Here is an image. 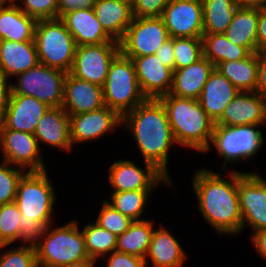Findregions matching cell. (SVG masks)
<instances>
[{
  "label": "cell",
  "mask_w": 266,
  "mask_h": 267,
  "mask_svg": "<svg viewBox=\"0 0 266 267\" xmlns=\"http://www.w3.org/2000/svg\"><path fill=\"white\" fill-rule=\"evenodd\" d=\"M238 8H266V0H234Z\"/></svg>",
  "instance_id": "f907efd6"
},
{
  "label": "cell",
  "mask_w": 266,
  "mask_h": 267,
  "mask_svg": "<svg viewBox=\"0 0 266 267\" xmlns=\"http://www.w3.org/2000/svg\"><path fill=\"white\" fill-rule=\"evenodd\" d=\"M178 145L205 152L211 143L215 122L196 99L181 98L170 93L159 98Z\"/></svg>",
  "instance_id": "277c9868"
},
{
  "label": "cell",
  "mask_w": 266,
  "mask_h": 267,
  "mask_svg": "<svg viewBox=\"0 0 266 267\" xmlns=\"http://www.w3.org/2000/svg\"><path fill=\"white\" fill-rule=\"evenodd\" d=\"M34 42L39 63L70 72L77 45L60 18L37 20Z\"/></svg>",
  "instance_id": "52a82bcc"
},
{
  "label": "cell",
  "mask_w": 266,
  "mask_h": 267,
  "mask_svg": "<svg viewBox=\"0 0 266 267\" xmlns=\"http://www.w3.org/2000/svg\"><path fill=\"white\" fill-rule=\"evenodd\" d=\"M170 0H135L132 5L134 18L161 17Z\"/></svg>",
  "instance_id": "b9f144b4"
},
{
  "label": "cell",
  "mask_w": 266,
  "mask_h": 267,
  "mask_svg": "<svg viewBox=\"0 0 266 267\" xmlns=\"http://www.w3.org/2000/svg\"><path fill=\"white\" fill-rule=\"evenodd\" d=\"M161 18L172 38H202L203 5L192 0H170Z\"/></svg>",
  "instance_id": "9a60e30c"
},
{
  "label": "cell",
  "mask_w": 266,
  "mask_h": 267,
  "mask_svg": "<svg viewBox=\"0 0 266 267\" xmlns=\"http://www.w3.org/2000/svg\"><path fill=\"white\" fill-rule=\"evenodd\" d=\"M153 232L151 221H133L125 232L117 236L115 250L145 259Z\"/></svg>",
  "instance_id": "4dcf8cb0"
},
{
  "label": "cell",
  "mask_w": 266,
  "mask_h": 267,
  "mask_svg": "<svg viewBox=\"0 0 266 267\" xmlns=\"http://www.w3.org/2000/svg\"><path fill=\"white\" fill-rule=\"evenodd\" d=\"M215 68L239 91L256 92L258 52L251 53L243 60L220 62Z\"/></svg>",
  "instance_id": "f546056e"
},
{
  "label": "cell",
  "mask_w": 266,
  "mask_h": 267,
  "mask_svg": "<svg viewBox=\"0 0 266 267\" xmlns=\"http://www.w3.org/2000/svg\"><path fill=\"white\" fill-rule=\"evenodd\" d=\"M133 222L129 217L122 215L118 210L104 200L100 213L96 219L103 229H106L118 236L125 232Z\"/></svg>",
  "instance_id": "f35d334b"
},
{
  "label": "cell",
  "mask_w": 266,
  "mask_h": 267,
  "mask_svg": "<svg viewBox=\"0 0 266 267\" xmlns=\"http://www.w3.org/2000/svg\"><path fill=\"white\" fill-rule=\"evenodd\" d=\"M193 2H197V3H200V4H203L206 0H192Z\"/></svg>",
  "instance_id": "db71d44e"
},
{
  "label": "cell",
  "mask_w": 266,
  "mask_h": 267,
  "mask_svg": "<svg viewBox=\"0 0 266 267\" xmlns=\"http://www.w3.org/2000/svg\"><path fill=\"white\" fill-rule=\"evenodd\" d=\"M105 106L102 86L67 73L62 108L70 115L90 112Z\"/></svg>",
  "instance_id": "d6986e66"
},
{
  "label": "cell",
  "mask_w": 266,
  "mask_h": 267,
  "mask_svg": "<svg viewBox=\"0 0 266 267\" xmlns=\"http://www.w3.org/2000/svg\"><path fill=\"white\" fill-rule=\"evenodd\" d=\"M204 34H224L238 6L234 0H206L203 4Z\"/></svg>",
  "instance_id": "d6a6232c"
},
{
  "label": "cell",
  "mask_w": 266,
  "mask_h": 267,
  "mask_svg": "<svg viewBox=\"0 0 266 267\" xmlns=\"http://www.w3.org/2000/svg\"><path fill=\"white\" fill-rule=\"evenodd\" d=\"M258 8H237L225 36L235 45L257 52Z\"/></svg>",
  "instance_id": "f1b7e54d"
},
{
  "label": "cell",
  "mask_w": 266,
  "mask_h": 267,
  "mask_svg": "<svg viewBox=\"0 0 266 267\" xmlns=\"http://www.w3.org/2000/svg\"><path fill=\"white\" fill-rule=\"evenodd\" d=\"M258 125H240L226 127L215 124L208 152L211 144L214 145L218 154L224 157L222 170L227 162L250 159L264 144L263 134L257 129Z\"/></svg>",
  "instance_id": "9c48e42d"
},
{
  "label": "cell",
  "mask_w": 266,
  "mask_h": 267,
  "mask_svg": "<svg viewBox=\"0 0 266 267\" xmlns=\"http://www.w3.org/2000/svg\"><path fill=\"white\" fill-rule=\"evenodd\" d=\"M8 81V78L0 74V125L3 122L11 94V84Z\"/></svg>",
  "instance_id": "7dc6e473"
},
{
  "label": "cell",
  "mask_w": 266,
  "mask_h": 267,
  "mask_svg": "<svg viewBox=\"0 0 266 267\" xmlns=\"http://www.w3.org/2000/svg\"><path fill=\"white\" fill-rule=\"evenodd\" d=\"M0 148L2 161L28 169V172L45 171L46 167L40 154V146L34 134L11 130L0 125ZM40 154V155H39Z\"/></svg>",
  "instance_id": "4fadbf2b"
},
{
  "label": "cell",
  "mask_w": 266,
  "mask_h": 267,
  "mask_svg": "<svg viewBox=\"0 0 266 267\" xmlns=\"http://www.w3.org/2000/svg\"><path fill=\"white\" fill-rule=\"evenodd\" d=\"M237 191L242 229L246 224L255 232L266 229V180L254 172H237Z\"/></svg>",
  "instance_id": "7c38bea8"
},
{
  "label": "cell",
  "mask_w": 266,
  "mask_h": 267,
  "mask_svg": "<svg viewBox=\"0 0 266 267\" xmlns=\"http://www.w3.org/2000/svg\"><path fill=\"white\" fill-rule=\"evenodd\" d=\"M37 20L26 15L15 2L0 6V41H34Z\"/></svg>",
  "instance_id": "4316f807"
},
{
  "label": "cell",
  "mask_w": 266,
  "mask_h": 267,
  "mask_svg": "<svg viewBox=\"0 0 266 267\" xmlns=\"http://www.w3.org/2000/svg\"><path fill=\"white\" fill-rule=\"evenodd\" d=\"M145 168H139L128 159L113 162L108 177L113 192L153 189L160 182L172 185V181L153 164L145 162Z\"/></svg>",
  "instance_id": "5bb4252c"
},
{
  "label": "cell",
  "mask_w": 266,
  "mask_h": 267,
  "mask_svg": "<svg viewBox=\"0 0 266 267\" xmlns=\"http://www.w3.org/2000/svg\"><path fill=\"white\" fill-rule=\"evenodd\" d=\"M93 9L105 32L118 42L134 19L132 6L118 0H96Z\"/></svg>",
  "instance_id": "484cf974"
},
{
  "label": "cell",
  "mask_w": 266,
  "mask_h": 267,
  "mask_svg": "<svg viewBox=\"0 0 266 267\" xmlns=\"http://www.w3.org/2000/svg\"><path fill=\"white\" fill-rule=\"evenodd\" d=\"M147 258H151L153 267H182L186 255L177 238L162 226L159 230L154 229L145 264Z\"/></svg>",
  "instance_id": "83f0119b"
},
{
  "label": "cell",
  "mask_w": 266,
  "mask_h": 267,
  "mask_svg": "<svg viewBox=\"0 0 266 267\" xmlns=\"http://www.w3.org/2000/svg\"><path fill=\"white\" fill-rule=\"evenodd\" d=\"M18 2V0H12ZM23 6L19 8L28 16L41 19H55L57 18V0H21Z\"/></svg>",
  "instance_id": "60d3db41"
},
{
  "label": "cell",
  "mask_w": 266,
  "mask_h": 267,
  "mask_svg": "<svg viewBox=\"0 0 266 267\" xmlns=\"http://www.w3.org/2000/svg\"><path fill=\"white\" fill-rule=\"evenodd\" d=\"M0 267H38L36 249L28 244L0 255Z\"/></svg>",
  "instance_id": "ab89813d"
},
{
  "label": "cell",
  "mask_w": 266,
  "mask_h": 267,
  "mask_svg": "<svg viewBox=\"0 0 266 267\" xmlns=\"http://www.w3.org/2000/svg\"><path fill=\"white\" fill-rule=\"evenodd\" d=\"M60 19L72 34L77 46L118 42L113 40L102 28L93 8L71 11Z\"/></svg>",
  "instance_id": "44dd1931"
},
{
  "label": "cell",
  "mask_w": 266,
  "mask_h": 267,
  "mask_svg": "<svg viewBox=\"0 0 266 267\" xmlns=\"http://www.w3.org/2000/svg\"><path fill=\"white\" fill-rule=\"evenodd\" d=\"M203 56L215 67L220 62L243 60L251 53L242 46L235 45L225 34H203Z\"/></svg>",
  "instance_id": "1f68e13d"
},
{
  "label": "cell",
  "mask_w": 266,
  "mask_h": 267,
  "mask_svg": "<svg viewBox=\"0 0 266 267\" xmlns=\"http://www.w3.org/2000/svg\"><path fill=\"white\" fill-rule=\"evenodd\" d=\"M118 1H122V2H125V3H127V4H129V5H133L134 4V2H135V0H118Z\"/></svg>",
  "instance_id": "f5cc1de1"
},
{
  "label": "cell",
  "mask_w": 266,
  "mask_h": 267,
  "mask_svg": "<svg viewBox=\"0 0 266 267\" xmlns=\"http://www.w3.org/2000/svg\"><path fill=\"white\" fill-rule=\"evenodd\" d=\"M103 89L105 106L121 117L143 103V95L131 58L119 52L110 63Z\"/></svg>",
  "instance_id": "8992f818"
},
{
  "label": "cell",
  "mask_w": 266,
  "mask_h": 267,
  "mask_svg": "<svg viewBox=\"0 0 266 267\" xmlns=\"http://www.w3.org/2000/svg\"><path fill=\"white\" fill-rule=\"evenodd\" d=\"M107 257V267H146L145 259L127 253L113 251Z\"/></svg>",
  "instance_id": "7bdbcfd3"
},
{
  "label": "cell",
  "mask_w": 266,
  "mask_h": 267,
  "mask_svg": "<svg viewBox=\"0 0 266 267\" xmlns=\"http://www.w3.org/2000/svg\"><path fill=\"white\" fill-rule=\"evenodd\" d=\"M169 38L161 17L134 18L119 41L120 52L127 57L155 54Z\"/></svg>",
  "instance_id": "30bf717a"
},
{
  "label": "cell",
  "mask_w": 266,
  "mask_h": 267,
  "mask_svg": "<svg viewBox=\"0 0 266 267\" xmlns=\"http://www.w3.org/2000/svg\"><path fill=\"white\" fill-rule=\"evenodd\" d=\"M49 108L34 96L10 94L2 125L7 129L34 134L39 120Z\"/></svg>",
  "instance_id": "ffe728a7"
},
{
  "label": "cell",
  "mask_w": 266,
  "mask_h": 267,
  "mask_svg": "<svg viewBox=\"0 0 266 267\" xmlns=\"http://www.w3.org/2000/svg\"><path fill=\"white\" fill-rule=\"evenodd\" d=\"M17 84L11 83V94L34 96L49 107H61L64 99L65 71L38 63L16 75Z\"/></svg>",
  "instance_id": "ba28073f"
},
{
  "label": "cell",
  "mask_w": 266,
  "mask_h": 267,
  "mask_svg": "<svg viewBox=\"0 0 266 267\" xmlns=\"http://www.w3.org/2000/svg\"><path fill=\"white\" fill-rule=\"evenodd\" d=\"M174 70L189 66L203 57L202 38H174Z\"/></svg>",
  "instance_id": "8d00e7d4"
},
{
  "label": "cell",
  "mask_w": 266,
  "mask_h": 267,
  "mask_svg": "<svg viewBox=\"0 0 266 267\" xmlns=\"http://www.w3.org/2000/svg\"><path fill=\"white\" fill-rule=\"evenodd\" d=\"M21 213L15 202L0 205V248L20 239Z\"/></svg>",
  "instance_id": "d590c367"
},
{
  "label": "cell",
  "mask_w": 266,
  "mask_h": 267,
  "mask_svg": "<svg viewBox=\"0 0 266 267\" xmlns=\"http://www.w3.org/2000/svg\"><path fill=\"white\" fill-rule=\"evenodd\" d=\"M230 180L220 173L200 169L193 177V190L203 218L219 234H236L242 230V214L237 191V171H231Z\"/></svg>",
  "instance_id": "6da1fadb"
},
{
  "label": "cell",
  "mask_w": 266,
  "mask_h": 267,
  "mask_svg": "<svg viewBox=\"0 0 266 267\" xmlns=\"http://www.w3.org/2000/svg\"><path fill=\"white\" fill-rule=\"evenodd\" d=\"M22 170L5 161L0 164V205L15 202L18 183L25 174Z\"/></svg>",
  "instance_id": "74e56055"
},
{
  "label": "cell",
  "mask_w": 266,
  "mask_h": 267,
  "mask_svg": "<svg viewBox=\"0 0 266 267\" xmlns=\"http://www.w3.org/2000/svg\"><path fill=\"white\" fill-rule=\"evenodd\" d=\"M256 92L266 98V52L258 53V73Z\"/></svg>",
  "instance_id": "c3c4849f"
},
{
  "label": "cell",
  "mask_w": 266,
  "mask_h": 267,
  "mask_svg": "<svg viewBox=\"0 0 266 267\" xmlns=\"http://www.w3.org/2000/svg\"><path fill=\"white\" fill-rule=\"evenodd\" d=\"M174 38L170 37L156 51L155 55L166 67L174 71Z\"/></svg>",
  "instance_id": "f6af8a7d"
},
{
  "label": "cell",
  "mask_w": 266,
  "mask_h": 267,
  "mask_svg": "<svg viewBox=\"0 0 266 267\" xmlns=\"http://www.w3.org/2000/svg\"><path fill=\"white\" fill-rule=\"evenodd\" d=\"M34 136L38 144L71 151L70 119L62 107H50L39 120ZM42 142V143H41Z\"/></svg>",
  "instance_id": "7402d4cb"
},
{
  "label": "cell",
  "mask_w": 266,
  "mask_h": 267,
  "mask_svg": "<svg viewBox=\"0 0 266 267\" xmlns=\"http://www.w3.org/2000/svg\"><path fill=\"white\" fill-rule=\"evenodd\" d=\"M239 92L230 80L215 68L204 84L198 101L209 117L216 123L222 117L225 107Z\"/></svg>",
  "instance_id": "603a6c76"
},
{
  "label": "cell",
  "mask_w": 266,
  "mask_h": 267,
  "mask_svg": "<svg viewBox=\"0 0 266 267\" xmlns=\"http://www.w3.org/2000/svg\"><path fill=\"white\" fill-rule=\"evenodd\" d=\"M82 232L89 258L96 260L99 256L106 257L108 253L115 251L117 236L98 223L86 225Z\"/></svg>",
  "instance_id": "e575fe53"
},
{
  "label": "cell",
  "mask_w": 266,
  "mask_h": 267,
  "mask_svg": "<svg viewBox=\"0 0 266 267\" xmlns=\"http://www.w3.org/2000/svg\"><path fill=\"white\" fill-rule=\"evenodd\" d=\"M70 139L74 143H83L102 137L116 126L122 125V117L107 106L101 109L70 115Z\"/></svg>",
  "instance_id": "2e32d148"
},
{
  "label": "cell",
  "mask_w": 266,
  "mask_h": 267,
  "mask_svg": "<svg viewBox=\"0 0 266 267\" xmlns=\"http://www.w3.org/2000/svg\"><path fill=\"white\" fill-rule=\"evenodd\" d=\"M215 124L226 127L240 125L265 126L266 98L258 92L240 91L225 107L222 117Z\"/></svg>",
  "instance_id": "ac0fdd59"
},
{
  "label": "cell",
  "mask_w": 266,
  "mask_h": 267,
  "mask_svg": "<svg viewBox=\"0 0 266 267\" xmlns=\"http://www.w3.org/2000/svg\"><path fill=\"white\" fill-rule=\"evenodd\" d=\"M152 189H139L130 191L113 192L109 204L118 210L122 215L133 221H141L144 206L148 201Z\"/></svg>",
  "instance_id": "836d02e7"
},
{
  "label": "cell",
  "mask_w": 266,
  "mask_h": 267,
  "mask_svg": "<svg viewBox=\"0 0 266 267\" xmlns=\"http://www.w3.org/2000/svg\"><path fill=\"white\" fill-rule=\"evenodd\" d=\"M50 227L45 228L41 241L35 246L38 267H57L91 259L86 251L83 232L78 229L76 221L52 230Z\"/></svg>",
  "instance_id": "5b68a950"
},
{
  "label": "cell",
  "mask_w": 266,
  "mask_h": 267,
  "mask_svg": "<svg viewBox=\"0 0 266 267\" xmlns=\"http://www.w3.org/2000/svg\"><path fill=\"white\" fill-rule=\"evenodd\" d=\"M214 69L215 66L203 56L189 66L174 70L170 94L198 100Z\"/></svg>",
  "instance_id": "cb8c5ba5"
},
{
  "label": "cell",
  "mask_w": 266,
  "mask_h": 267,
  "mask_svg": "<svg viewBox=\"0 0 266 267\" xmlns=\"http://www.w3.org/2000/svg\"><path fill=\"white\" fill-rule=\"evenodd\" d=\"M119 52V42L78 45L69 73L76 78L103 86L110 63Z\"/></svg>",
  "instance_id": "8fae6325"
},
{
  "label": "cell",
  "mask_w": 266,
  "mask_h": 267,
  "mask_svg": "<svg viewBox=\"0 0 266 267\" xmlns=\"http://www.w3.org/2000/svg\"><path fill=\"white\" fill-rule=\"evenodd\" d=\"M96 0H57V18L77 9H92Z\"/></svg>",
  "instance_id": "ee69618b"
},
{
  "label": "cell",
  "mask_w": 266,
  "mask_h": 267,
  "mask_svg": "<svg viewBox=\"0 0 266 267\" xmlns=\"http://www.w3.org/2000/svg\"><path fill=\"white\" fill-rule=\"evenodd\" d=\"M8 1L9 0H0V6L6 4Z\"/></svg>",
  "instance_id": "11a10c76"
},
{
  "label": "cell",
  "mask_w": 266,
  "mask_h": 267,
  "mask_svg": "<svg viewBox=\"0 0 266 267\" xmlns=\"http://www.w3.org/2000/svg\"><path fill=\"white\" fill-rule=\"evenodd\" d=\"M38 63L34 41H0V74L6 78L23 73Z\"/></svg>",
  "instance_id": "d4e9b609"
},
{
  "label": "cell",
  "mask_w": 266,
  "mask_h": 267,
  "mask_svg": "<svg viewBox=\"0 0 266 267\" xmlns=\"http://www.w3.org/2000/svg\"><path fill=\"white\" fill-rule=\"evenodd\" d=\"M257 52H266V8L258 9Z\"/></svg>",
  "instance_id": "bcb514c9"
},
{
  "label": "cell",
  "mask_w": 266,
  "mask_h": 267,
  "mask_svg": "<svg viewBox=\"0 0 266 267\" xmlns=\"http://www.w3.org/2000/svg\"><path fill=\"white\" fill-rule=\"evenodd\" d=\"M141 152L144 161L153 164L168 179V153L177 144L166 109L159 99H146L122 117Z\"/></svg>",
  "instance_id": "7a4b0ae2"
},
{
  "label": "cell",
  "mask_w": 266,
  "mask_h": 267,
  "mask_svg": "<svg viewBox=\"0 0 266 267\" xmlns=\"http://www.w3.org/2000/svg\"><path fill=\"white\" fill-rule=\"evenodd\" d=\"M97 260L94 259H85L80 262L70 263V264H64L57 267H94L95 262Z\"/></svg>",
  "instance_id": "816d5d0a"
},
{
  "label": "cell",
  "mask_w": 266,
  "mask_h": 267,
  "mask_svg": "<svg viewBox=\"0 0 266 267\" xmlns=\"http://www.w3.org/2000/svg\"><path fill=\"white\" fill-rule=\"evenodd\" d=\"M251 238L257 252L266 259V229L254 232Z\"/></svg>",
  "instance_id": "681fc988"
},
{
  "label": "cell",
  "mask_w": 266,
  "mask_h": 267,
  "mask_svg": "<svg viewBox=\"0 0 266 267\" xmlns=\"http://www.w3.org/2000/svg\"><path fill=\"white\" fill-rule=\"evenodd\" d=\"M131 58L137 80L147 99H159L170 93L173 84V71L166 67L155 54Z\"/></svg>",
  "instance_id": "e0dca14e"
},
{
  "label": "cell",
  "mask_w": 266,
  "mask_h": 267,
  "mask_svg": "<svg viewBox=\"0 0 266 267\" xmlns=\"http://www.w3.org/2000/svg\"><path fill=\"white\" fill-rule=\"evenodd\" d=\"M55 189L47 171L26 172L17 187L15 203L21 213L20 241L35 247L53 221ZM39 239V240H38Z\"/></svg>",
  "instance_id": "3957f363"
}]
</instances>
